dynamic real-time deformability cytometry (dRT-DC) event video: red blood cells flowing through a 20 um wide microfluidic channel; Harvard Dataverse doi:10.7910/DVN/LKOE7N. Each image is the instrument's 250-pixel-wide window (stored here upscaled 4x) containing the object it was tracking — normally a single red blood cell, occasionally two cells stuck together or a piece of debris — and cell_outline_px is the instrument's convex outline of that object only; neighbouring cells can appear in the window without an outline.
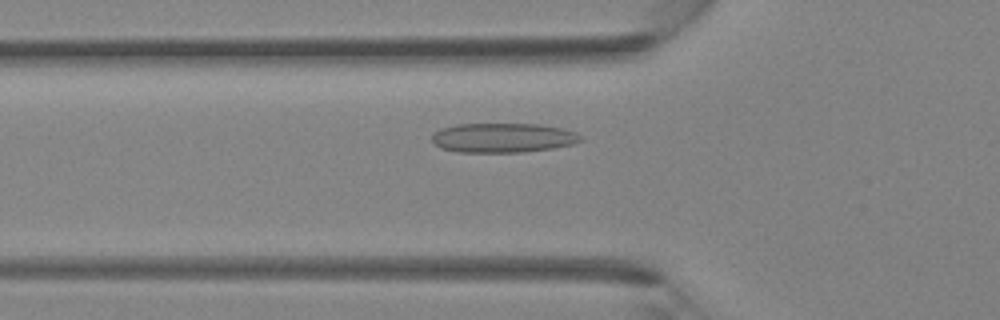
{"species": "Egyptian fruit bat (a non-hibernating species)", "species_latin": "Rousettus aegyptiacus", "temperature_condition": "room temperature", "stored_images_in_passage": 29, "camera_frame_rate_fps": 3000, "um_per_image_px": 0.085, "animal": {"sex": "female"}, "frame": {"image": 1, "passage_image": 3, "time_ms": 0.667, "image_size_px": [1000, 320], "cell_outline_px": [[584, 140], [572, 144], [552, 148], [524, 152], [460, 152], [440, 148], [432, 144], [432, 136], [440, 128], [456, 124], [536, 124], [564, 128], [576, 132], [584, 136]], "centroid_in_image_um": [42.77, 11.71], "position_along_channel_um": 83.0, "area_um2": 25.78}}
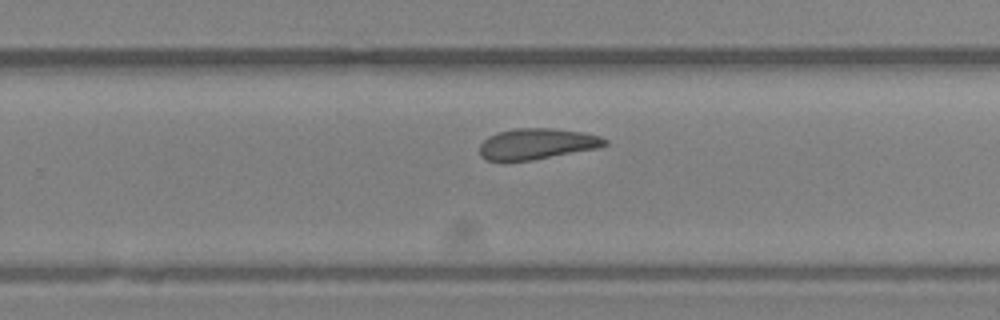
{"frame": {"image": 2, "passage_image": 15, "time_ms": 4.667, "image_size_px": [1000, 320], "cell_outline_px": [[608, 144], [596, 148], [532, 160], [488, 160], [480, 156], [480, 144], [488, 136], [500, 132], [516, 128], [552, 128], [584, 132], [600, 136], [608, 140]], "centroid_in_image_um": [45.65, 12.21], "position_along_channel_um": 284.1, "area_um2": 22.31}}
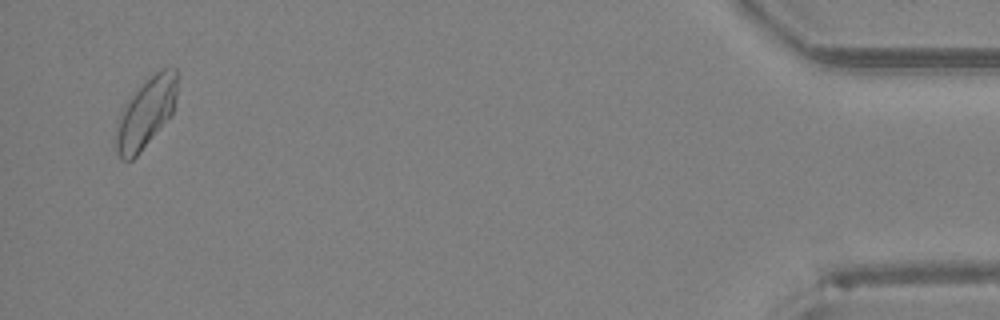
{"frame": {"image": 3, "passage_image": 28, "time_ms": 9.0, "image_size_px": [1000, 320], "cell_outline_px": [[176, 96], [172, 112], [140, 152], [132, 160], [120, 160], [112, 144], [120, 112], [124, 104], [156, 72], [164, 68], [176, 68]], "centroid_in_image_um": [12.33, 9.67], "position_along_channel_um": 422.9, "area_um2": 24.39}}